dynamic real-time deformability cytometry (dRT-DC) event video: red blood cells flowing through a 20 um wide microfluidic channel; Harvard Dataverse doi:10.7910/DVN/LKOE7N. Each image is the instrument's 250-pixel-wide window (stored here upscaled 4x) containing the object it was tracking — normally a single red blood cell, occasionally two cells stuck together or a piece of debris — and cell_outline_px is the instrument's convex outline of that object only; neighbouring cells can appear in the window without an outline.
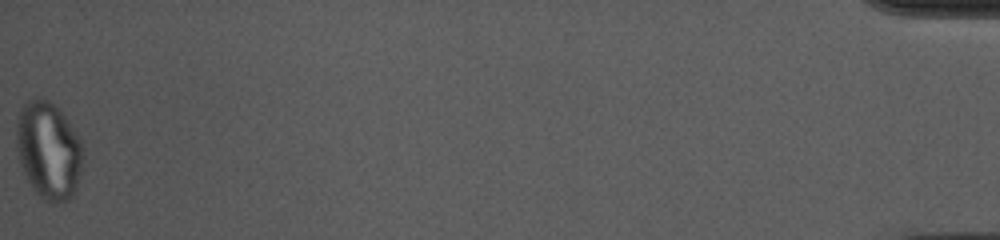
{"species": "common noctule bat (a hibernating species)", "species_latin": "Nyctalus noctula", "temperature_condition": "cold", "stored_images_in_passage": 52, "camera_frame_rate_fps": 3000, "um_per_image_px": 0.085, "animal": {"sex": "female", "body_mass_g": 10.0, "forearm_length_mm": 53.1}, "frame": {"image": 1, "passage_image": 52, "time_ms": 17.0, "image_size_px": [1000, 240], "cell_outline_px": [[84, 148], [80, 172], [76, 188], [72, 196], [68, 200], [56, 204], [48, 204], [32, 188], [20, 164], [16, 148], [16, 120], [20, 108], [28, 100], [40, 96], [48, 100], [64, 116], [80, 136], [84, 144]], "centroid_in_image_um": [4.12, 12.79], "position_along_channel_um": 431.1, "area_um2": 38.26}, "authors_computed_cell_mechanics": {"area_um2": 25.6054, "velocity_mm_per_s": 3.6688, "shape_relaxation_time_tau1_ms": null, "shape_relaxation_time_tau2_ms": 1.0631, "deformation_change_tau1": null, "deformation_change_tau2": 0.0745}}